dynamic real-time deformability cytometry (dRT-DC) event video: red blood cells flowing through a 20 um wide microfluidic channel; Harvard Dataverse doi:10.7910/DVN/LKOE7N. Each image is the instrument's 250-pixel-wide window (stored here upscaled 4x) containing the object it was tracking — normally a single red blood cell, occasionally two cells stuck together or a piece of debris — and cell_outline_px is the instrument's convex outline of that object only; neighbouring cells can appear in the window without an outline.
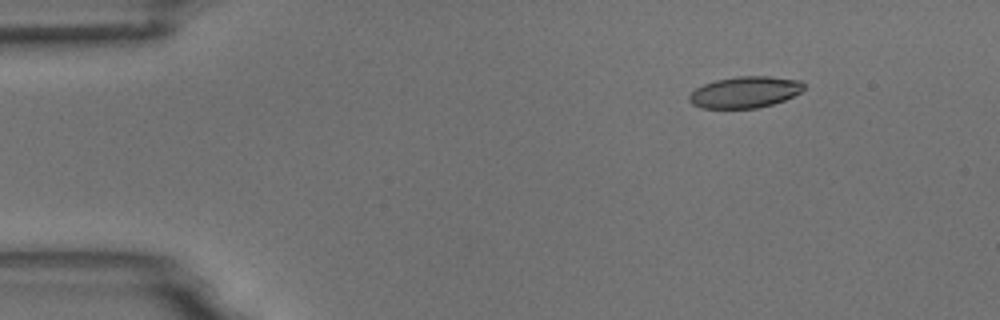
{"species": "common noctule bat (a hibernating species)", "species_latin": "Nyctalus noctula", "temperature_condition": "room temperature", "stored_images_in_passage": 3, "camera_frame_rate_fps": 3000, "um_per_image_px": 0.085, "animal": {"sex": "male", "body_mass_g": 18.8}, "frame": {"image": 1, "passage_image": 1, "time_ms": 0.0, "image_size_px": [1000, 320], "cell_outline_px": [[804, 88], [800, 92], [784, 100], [772, 104], [756, 108], [700, 108], [692, 104], [688, 100], [688, 96], [696, 88], [704, 84], [716, 80], [736, 76], [768, 76], [800, 80], [804, 84]], "centroid_in_image_um": [63.3, 7.83], "position_along_channel_um": 21.7, "area_um2": 20.92}}